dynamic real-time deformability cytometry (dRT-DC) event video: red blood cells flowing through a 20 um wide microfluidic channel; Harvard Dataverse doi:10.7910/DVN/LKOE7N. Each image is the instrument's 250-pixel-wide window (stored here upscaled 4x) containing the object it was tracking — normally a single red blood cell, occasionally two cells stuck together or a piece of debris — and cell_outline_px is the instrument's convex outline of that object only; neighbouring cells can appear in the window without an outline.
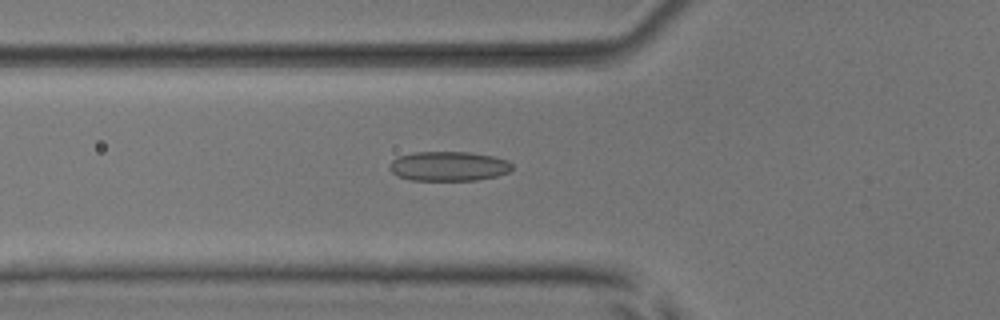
{"species": "common noctule bat (a hibernating species)", "species_latin": "Nyctalus noctula", "temperature_condition": "room temperature", "stored_images_in_passage": 45, "camera_frame_rate_fps": 3000, "um_per_image_px": 0.085, "animal": {"sex": "male", "body_mass_g": 17.9, "forearm_length_mm": 54.2}, "frame": {"image": 1, "passage_image": 16, "time_ms": 5.0, "image_size_px": [1000, 320], "cell_outline_px": [[512, 168], [508, 172], [496, 176], [476, 180], [412, 180], [396, 176], [388, 168], [388, 164], [396, 156], [412, 152], [468, 152], [492, 156], [508, 160], [512, 164]], "centroid_in_image_um": [38.07, 14.12], "position_along_channel_um": 87.7, "area_um2": 21.27}}
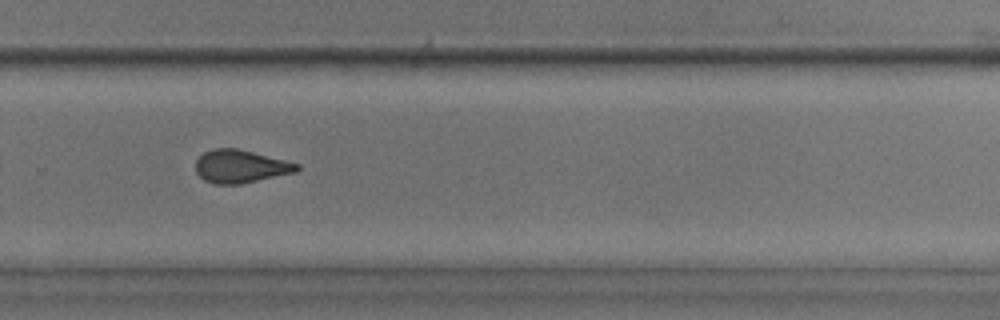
{"frame": {"image": 2, "passage_image": 33, "time_ms": 10.667, "image_size_px": [1000, 320], "cell_outline_px": [[300, 168], [296, 172], [240, 184], [216, 184], [204, 180], [196, 172], [196, 160], [204, 152], [212, 148], [236, 148], [300, 164]], "centroid_in_image_um": [20.43, 14.14], "position_along_channel_um": 309.4, "area_um2": 19.31}}
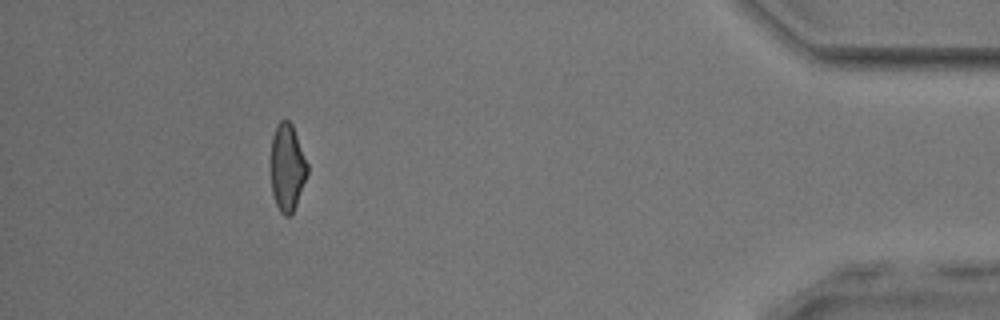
{"frame": {"image": 3, "passage_image": 45, "time_ms": 14.667, "image_size_px": [1000, 320], "cell_outline_px": [[308, 172], [296, 204], [292, 212], [288, 216], [284, 216], [280, 212], [276, 204], [272, 192], [272, 136], [276, 124], [280, 120], [288, 120], [292, 124], [308, 164]], "centroid_in_image_um": [24.42, 14.21], "position_along_channel_um": 410.8, "area_um2": 18.26}, "authors_computed_cell_mechanics": {"area_um2": 20.1144, "velocity_mm_per_s": 3.917, "shape_relaxation_time_tau1_ms": null, "shape_relaxation_time_tau2_ms": 1.7516, "deformation_change_tau1": null, "deformation_change_tau2": 0.1008}}